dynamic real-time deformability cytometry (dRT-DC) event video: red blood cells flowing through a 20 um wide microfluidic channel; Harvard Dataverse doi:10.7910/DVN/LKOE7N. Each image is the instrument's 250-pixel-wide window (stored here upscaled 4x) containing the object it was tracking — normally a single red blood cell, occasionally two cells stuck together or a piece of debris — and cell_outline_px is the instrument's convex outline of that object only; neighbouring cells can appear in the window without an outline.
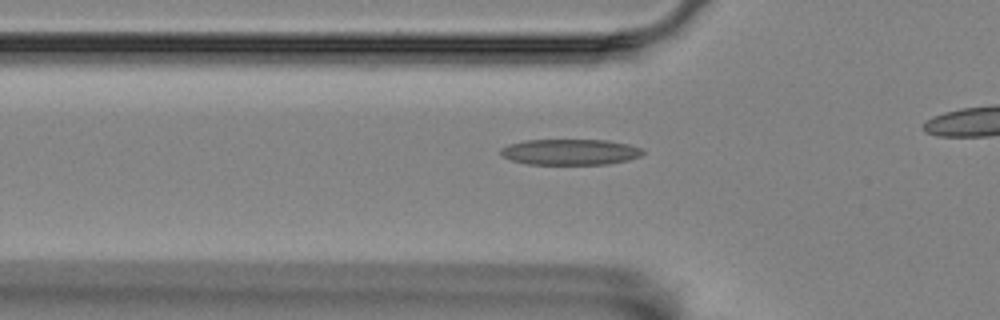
{"species": "Egyptian fruit bat (a non-hibernating species)", "species_latin": "Rousettus aegyptiacus", "temperature_condition": "room temperature", "stored_images_in_passage": 29, "camera_frame_rate_fps": 3000, "um_per_image_px": 0.085, "animal": {"sex": "female"}, "frame": {"image": 1, "passage_image": 9, "time_ms": 2.667, "image_size_px": [1000, 320], "cell_outline_px": [[644, 152], [640, 156], [628, 160], [608, 164], [528, 164], [512, 160], [500, 156], [500, 148], [508, 144], [524, 140], [608, 140], [628, 144], [640, 148]], "centroid_in_image_um": [48.42, 12.91], "position_along_channel_um": 77.4, "area_um2": 21.44}}
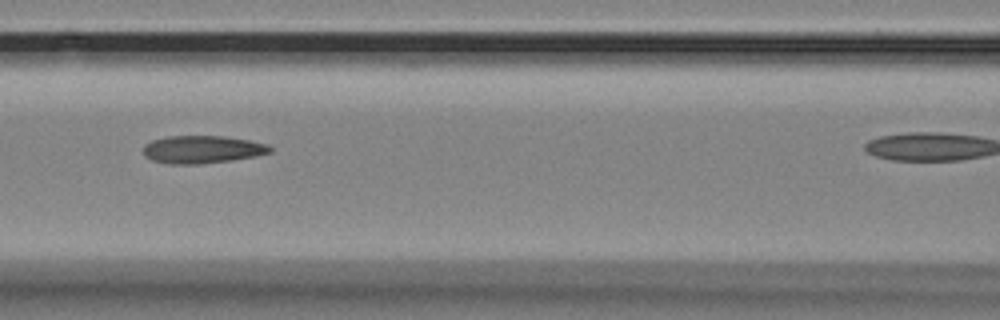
{"frame": {"image": 2, "passage_image": 15, "time_ms": 4.667, "image_size_px": [1000, 320], "cell_outline_px": [[272, 152], [232, 160], [200, 164], [172, 164], [152, 160], [144, 156], [144, 144], [152, 140], [168, 136], [224, 136], [248, 140], [268, 144], [272, 148]], "centroid_in_image_um": [17.18, 12.7], "position_along_channel_um": 149.4, "area_um2": 20.4}}
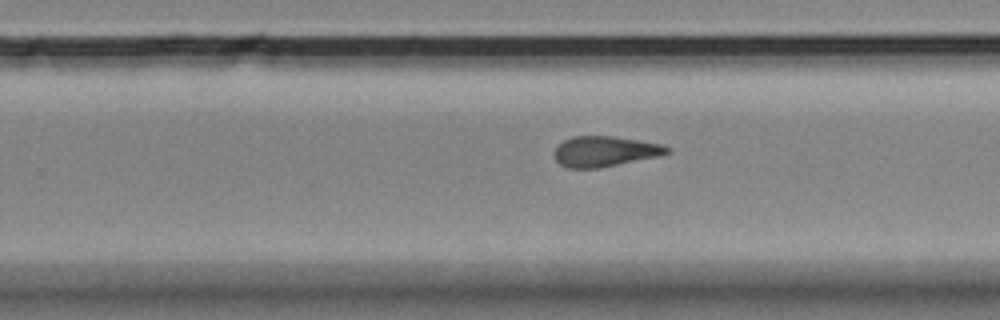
{"frame": {"image": 3, "passage_image": 26, "time_ms": 8.333, "image_size_px": [1000, 320], "cell_outline_px": [[672, 152], [660, 156], [600, 168], [568, 168], [560, 164], [552, 156], [552, 152], [564, 140], [572, 136], [612, 136], [660, 144], [668, 148]], "centroid_in_image_um": [51.37, 12.88], "position_along_channel_um": 278.4, "area_um2": 20.0}}